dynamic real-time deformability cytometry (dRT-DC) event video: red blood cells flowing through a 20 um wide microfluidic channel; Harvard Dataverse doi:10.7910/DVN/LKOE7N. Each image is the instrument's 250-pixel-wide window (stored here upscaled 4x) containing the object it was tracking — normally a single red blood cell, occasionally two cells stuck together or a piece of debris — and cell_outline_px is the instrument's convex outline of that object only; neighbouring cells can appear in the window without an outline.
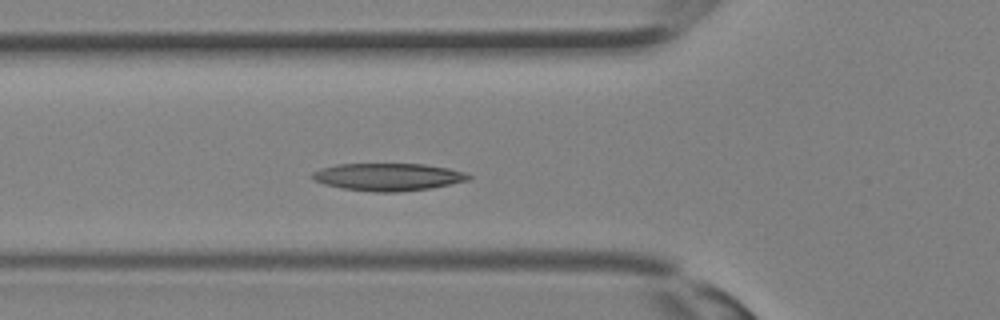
{"species": "Egyptian fruit bat (a non-hibernating species)", "species_latin": "Rousettus aegyptiacus", "temperature_condition": "room temperature", "stored_images_in_passage": 28, "camera_frame_rate_fps": 3000, "um_per_image_px": 0.085, "animal": {"sex": "female"}, "frame": {"image": 1, "passage_image": 6, "time_ms": 1.667, "image_size_px": [1000, 320], "cell_outline_px": [[472, 176], [468, 180], [428, 188], [396, 192], [372, 192], [340, 188], [324, 184], [312, 180], [312, 172], [320, 168], [336, 164], [424, 164], [448, 168], [464, 172]], "centroid_in_image_um": [32.92, 15.03], "position_along_channel_um": 92.9, "area_um2": 24.97}}
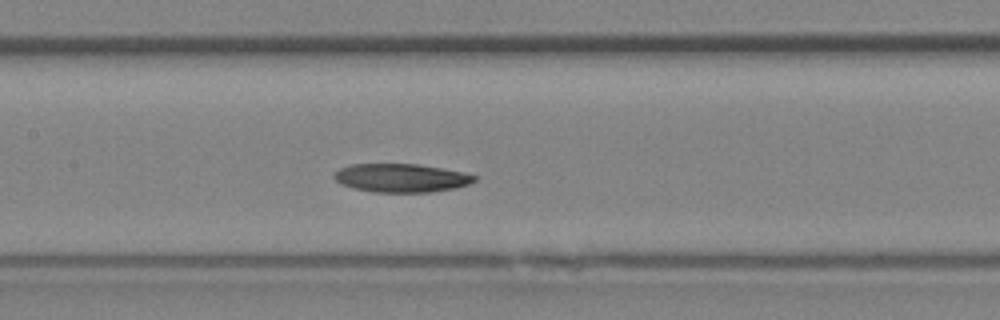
{"frame": {"image": 2, "passage_image": 10, "time_ms": 3.0, "image_size_px": [1000, 320], "cell_outline_px": [[476, 180], [468, 184], [456, 188], [432, 192], [372, 192], [352, 188], [340, 184], [332, 176], [340, 168], [352, 164], [416, 164], [440, 168], [460, 172], [476, 176]], "centroid_in_image_um": [34.06, 15.13], "position_along_channel_um": 173.3, "area_um2": 23.18}}
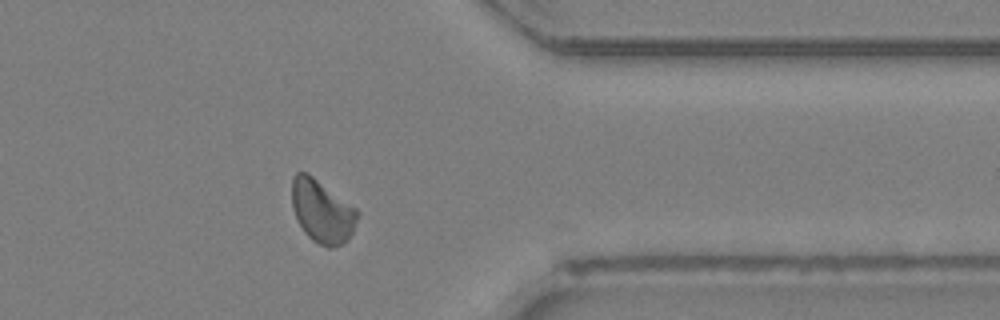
{"frame": {"image": 3, "passage_image": 21, "time_ms": 6.667, "image_size_px": [1000, 320], "cell_outline_px": [[360, 212], [352, 232], [348, 240], [332, 248], [328, 248], [312, 240], [304, 232], [296, 220], [292, 208], [292, 176], [296, 172], [308, 172], [356, 208]], "centroid_in_image_um": [27.36, 17.95], "position_along_channel_um": 384.0, "area_um2": 24.22}}